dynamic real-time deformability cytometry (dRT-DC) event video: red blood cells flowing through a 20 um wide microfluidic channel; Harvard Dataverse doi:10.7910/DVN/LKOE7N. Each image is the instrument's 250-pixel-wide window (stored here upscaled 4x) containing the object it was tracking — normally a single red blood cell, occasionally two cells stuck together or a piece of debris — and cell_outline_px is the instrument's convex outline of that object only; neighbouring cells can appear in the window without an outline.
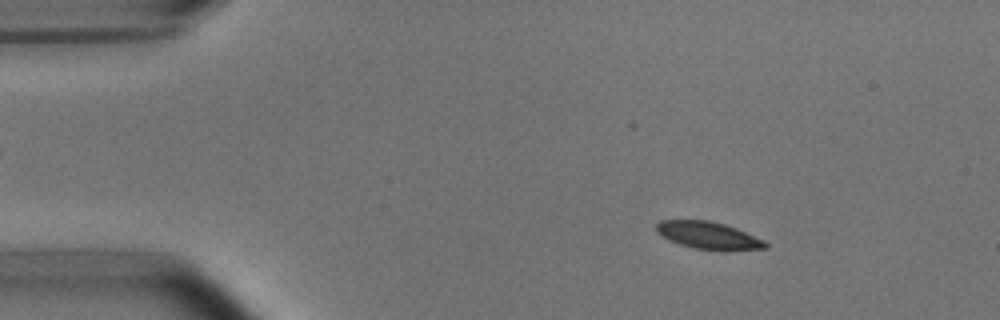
{"species": "common noctule bat (a hibernating species)", "species_latin": "Nyctalus noctula", "temperature_condition": "room temperature", "stored_images_in_passage": 54, "camera_frame_rate_fps": 3000, "um_per_image_px": 0.085, "animal": {"sex": "male", "body_mass_g": 15.6}, "frame": {"image": 1, "passage_image": 8, "time_ms": 2.333, "image_size_px": [1000, 320], "cell_outline_px": [[768, 248], [724, 252], [696, 248], [680, 244], [668, 240], [656, 232], [656, 224], [660, 220], [708, 220], [724, 224], [736, 228], [764, 240], [768, 244]], "centroid_in_image_um": [60.24, 20.03], "position_along_channel_um": 24.8, "area_um2": 17.63}}
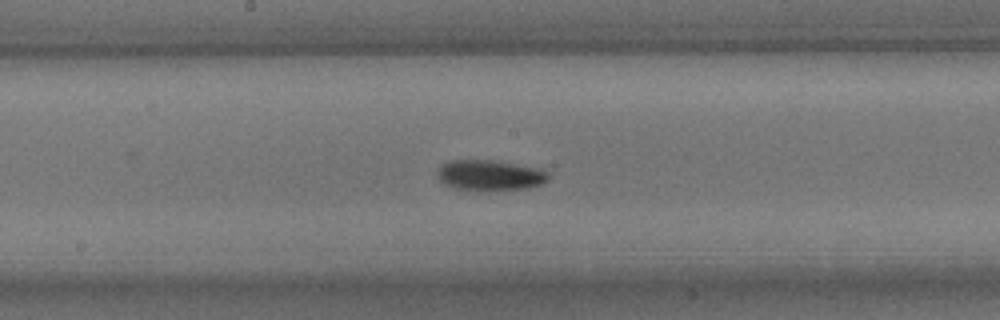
{"frame": {"image": 2, "passage_image": 28, "time_ms": 9.0, "image_size_px": [1000, 320], "cell_outline_px": [[548, 180], [544, 184], [528, 188], [456, 188], [444, 184], [436, 176], [436, 168], [440, 164], [448, 160], [496, 160], [532, 168], [548, 172]], "centroid_in_image_um": [41.56, 14.85], "position_along_channel_um": 206.6, "area_um2": 19.13}}
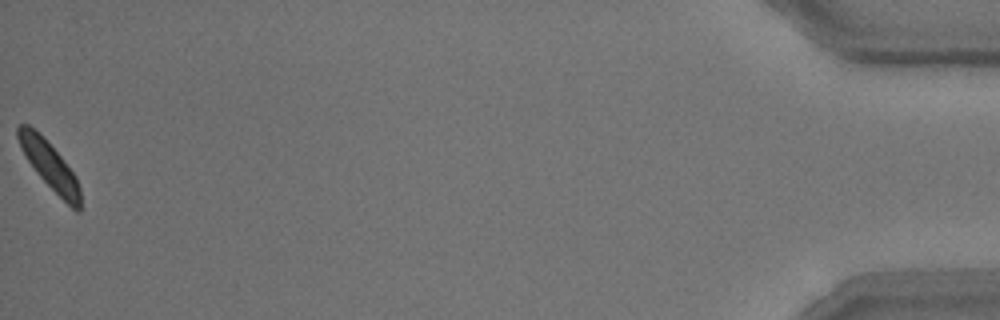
{"frame": {"image": 3, "passage_image": 54, "time_ms": 17.667, "image_size_px": [1000, 320], "cell_outline_px": [[80, 212], [76, 212], [36, 172], [20, 148], [16, 136], [16, 128], [20, 124], [28, 124], [60, 156], [76, 176], [80, 188]], "centroid_in_image_um": [4.2, 14.07], "position_along_channel_um": 431.0, "area_um2": 16.59}, "authors_computed_cell_mechanics": {"area_um2": 18.1781, "velocity_mm_per_s": 3.7176, "shape_relaxation_time_tau1_ms": 2.7937, "shape_relaxation_time_tau2_ms": null, "deformation_change_tau1": 0.0913, "deformation_change_tau2": null}}